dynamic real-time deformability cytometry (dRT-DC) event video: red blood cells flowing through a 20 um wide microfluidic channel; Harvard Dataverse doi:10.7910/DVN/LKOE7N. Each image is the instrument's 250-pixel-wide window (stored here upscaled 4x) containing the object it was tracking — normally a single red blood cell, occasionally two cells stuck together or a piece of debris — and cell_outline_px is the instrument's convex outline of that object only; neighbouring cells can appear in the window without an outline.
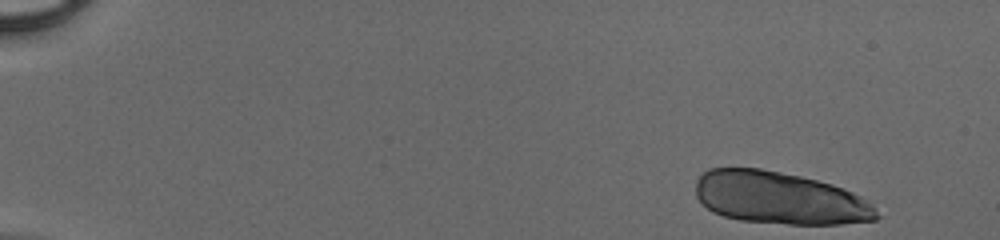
{"species": "human", "species_latin": "Homo sapiens", "temperature_condition": "cold", "stored_images_in_passage": 46, "segment_of_instrument_passage": [1, 2], "camera_frame_rate_fps": 3000, "um_per_image_px": 0.085, "donor": {"sex": "male"}, "frame": {"image": 1, "passage_image": 1, "time_ms": 0.0, "image_size_px": [1000, 240], "cell_outline_px": [[880, 216], [876, 220], [840, 224], [788, 224], [740, 220], [724, 216], [712, 212], [696, 196], [696, 180], [708, 168], [760, 168], [800, 176], [832, 184], [844, 188], [860, 196], [872, 204], [876, 208]], "centroid_in_image_um": [66.28, 16.83], "position_along_channel_um": 18.7, "area_um2": 55.26}}